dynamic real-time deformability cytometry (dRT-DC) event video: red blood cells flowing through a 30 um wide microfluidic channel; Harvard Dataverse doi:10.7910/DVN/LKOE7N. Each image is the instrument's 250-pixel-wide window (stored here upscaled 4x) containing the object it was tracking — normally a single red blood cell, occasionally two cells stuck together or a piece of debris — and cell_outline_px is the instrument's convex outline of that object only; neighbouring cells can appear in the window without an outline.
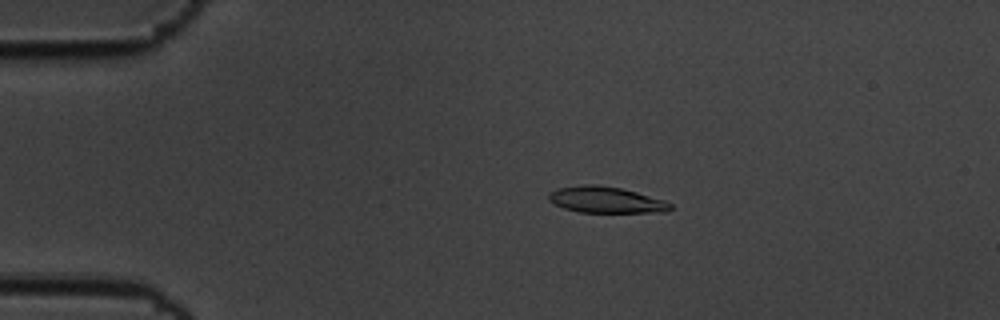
{"species": "common noctule bat (a hibernating species)", "species_latin": "Nyctalus noctula", "temperature_condition": "cold", "stored_images_in_passage": 58, "camera_frame_rate_fps": 3000, "um_per_image_px": 0.085, "animal": {"sex": "male", "body_mass_g": 19.5, "forearm_length_mm": 54.6}, "frame": {"image": 1, "passage_image": 12, "time_ms": 3.667, "image_size_px": [1000, 320], "cell_outline_px": [[672, 208], [668, 212], [580, 212], [564, 208], [548, 200], [548, 192], [556, 188], [584, 184], [596, 184], [620, 188], [636, 192], [664, 200], [672, 204]], "centroid_in_image_um": [51.49, 16.98], "position_along_channel_um": 33.5, "area_um2": 18.61}}
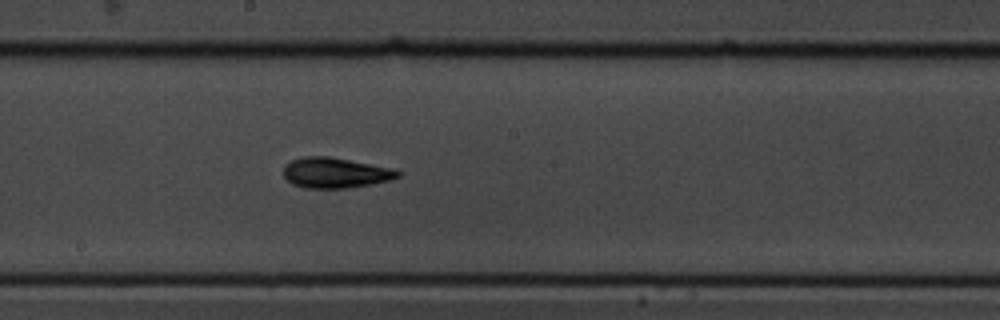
{"frame": {"image": 2, "passage_image": 32, "time_ms": 10.333, "image_size_px": [1000, 320], "cell_outline_px": [[400, 176], [388, 180], [372, 184], [348, 188], [304, 188], [292, 184], [284, 176], [284, 164], [292, 160], [304, 156], [328, 156], [396, 168], [400, 172]], "centroid_in_image_um": [28.51, 14.68], "position_along_channel_um": 219.7, "area_um2": 20.4}}
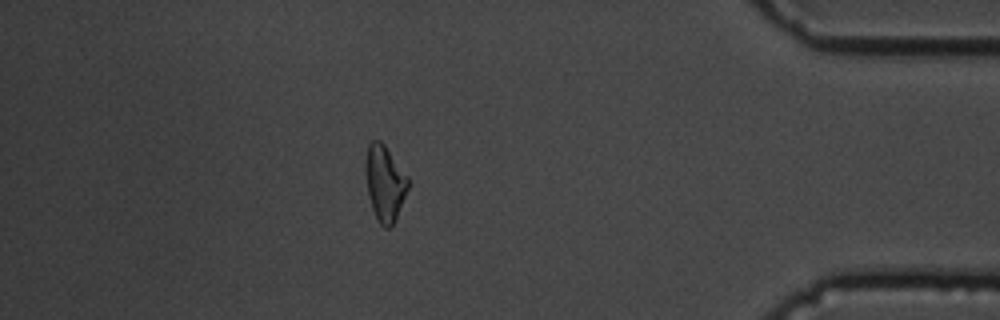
{"frame": {"image": 3, "passage_image": 51, "time_ms": 16.667, "image_size_px": [1000, 320], "cell_outline_px": [[408, 188], [396, 220], [388, 228], [384, 228], [376, 220], [368, 196], [364, 168], [364, 164], [368, 144], [372, 140], [380, 140], [384, 144], [408, 176]], "centroid_in_image_um": [32.68, 15.56], "position_along_channel_um": 402.5, "area_um2": 18.96}, "authors_computed_cell_mechanics": {"area_um2": 18.9873, "velocity_mm_per_s": 3.4873, "shape_relaxation_time_tau1_ms": 2.7444, "shape_relaxation_time_tau2_ms": 4.745, "deformation_change_tau1": 0.1234, "deformation_change_tau2": 0.1196}}